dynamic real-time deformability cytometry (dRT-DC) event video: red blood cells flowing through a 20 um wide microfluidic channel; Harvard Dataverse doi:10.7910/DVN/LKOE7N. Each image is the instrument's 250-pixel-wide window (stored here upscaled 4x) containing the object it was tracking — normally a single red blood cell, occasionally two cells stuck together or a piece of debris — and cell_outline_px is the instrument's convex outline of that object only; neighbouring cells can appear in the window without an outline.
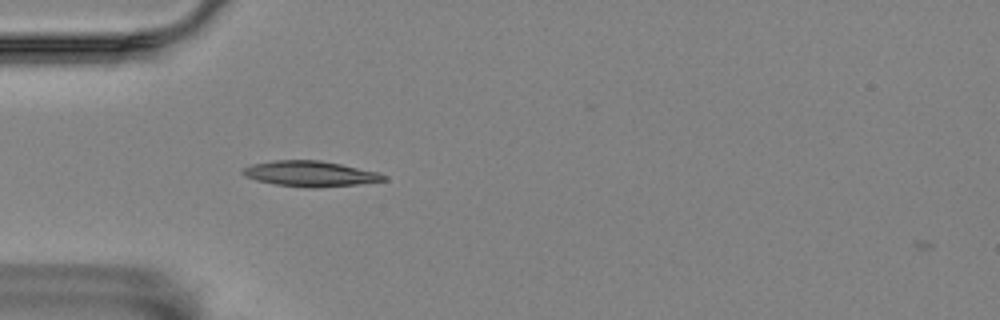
{"species": "Egyptian fruit bat (a non-hibernating species)", "species_latin": "Rousettus aegyptiacus", "temperature_condition": "room temperature", "stored_images_in_passage": 5, "camera_frame_rate_fps": 3000, "um_per_image_px": 0.085, "animal": {"sex": "female"}, "frame": {"image": 1, "passage_image": 5, "time_ms": 1.333, "image_size_px": [1000, 320], "cell_outline_px": [[388, 180], [356, 184], [316, 188], [308, 188], [276, 184], [256, 180], [244, 176], [240, 172], [244, 168], [252, 164], [276, 160], [320, 160], [340, 164], [376, 172], [388, 176]], "centroid_in_image_um": [26.35, 14.77], "position_along_channel_um": 58.6, "area_um2": 20.81}}